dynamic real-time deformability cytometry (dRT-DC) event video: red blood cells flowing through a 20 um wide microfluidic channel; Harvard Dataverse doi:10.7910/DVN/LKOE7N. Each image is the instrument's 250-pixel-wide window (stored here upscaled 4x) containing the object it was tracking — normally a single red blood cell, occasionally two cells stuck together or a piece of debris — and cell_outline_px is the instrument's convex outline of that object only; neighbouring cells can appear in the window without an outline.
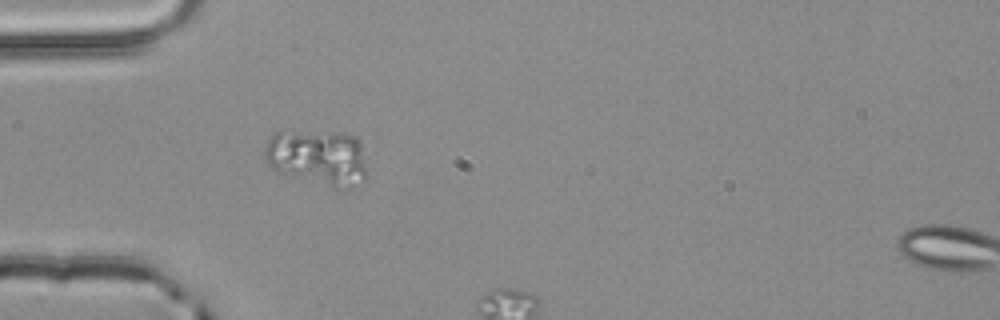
{"species": "common noctule bat (a hibernating species)", "species_latin": "Nyctalus noctula", "temperature_condition": "room temperature", "stored_images_in_passage": 5, "segment_of_instrument_passage": [1, 2], "camera_frame_rate_fps": 3000, "um_per_image_px": 0.085, "animal": {"sex": "male", "body_mass_g": 20.4}, "frame": {"image": 1, "passage_image": 4, "time_ms": 1.0, "image_size_px": [1000, 320], "cell_outline_px": [[368, 176], [364, 180], [352, 188], [336, 188], [276, 172], [264, 160], [264, 148], [268, 140], [276, 132], [340, 132], [360, 136]], "centroid_in_image_um": [27.05, 13.38], "position_along_channel_um": 57.9, "area_um2": 33.81}}